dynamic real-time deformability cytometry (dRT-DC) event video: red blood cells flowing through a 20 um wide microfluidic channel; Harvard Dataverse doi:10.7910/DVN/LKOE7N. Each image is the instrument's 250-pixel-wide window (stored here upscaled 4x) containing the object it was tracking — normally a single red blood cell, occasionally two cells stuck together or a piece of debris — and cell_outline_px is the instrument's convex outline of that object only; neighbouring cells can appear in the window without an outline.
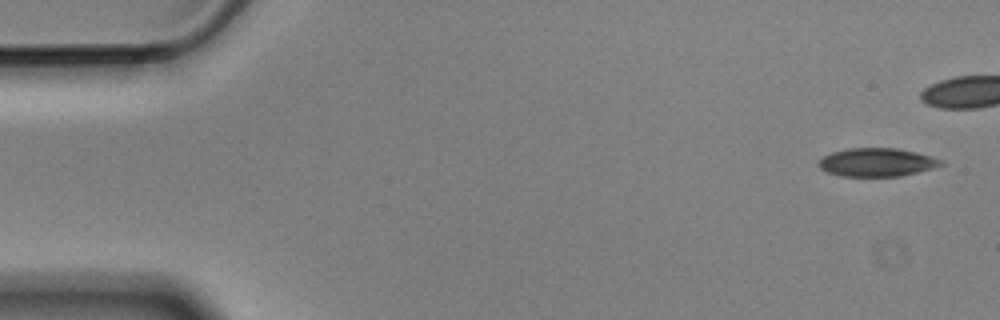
{"species": "Egyptian fruit bat (a non-hibernating species)", "species_latin": "Rousettus aegyptiacus", "temperature_condition": "cold", "stored_images_in_passage": 6, "camera_frame_rate_fps": 3000, "um_per_image_px": 0.085, "animal": {"sex": "male"}, "frame": {"image": 1, "passage_image": 1, "time_ms": 0.0, "image_size_px": [1000, 320], "cell_outline_px": [[944, 164], [932, 168], [900, 176], [840, 176], [828, 172], [820, 168], [816, 164], [824, 156], [832, 152], [848, 148], [896, 148], [916, 152], [944, 160]], "centroid_in_image_um": [74.52, 13.79], "position_along_channel_um": 10.5, "area_um2": 20.11}}
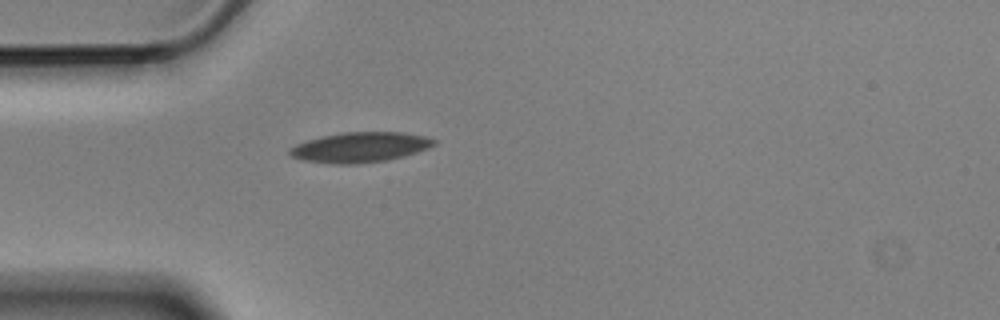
{"frame": {"image": 2, "passage_image": 6, "time_ms": 1.667, "image_size_px": [1000, 320], "cell_outline_px": [[436, 144], [428, 148], [404, 156], [388, 160], [360, 164], [332, 164], [300, 160], [292, 156], [288, 152], [288, 148], [296, 144], [308, 140], [324, 136], [344, 132], [404, 132], [424, 136], [436, 140]], "centroid_in_image_um": [30.59, 12.53], "position_along_channel_um": 54.4, "area_um2": 25.43}}